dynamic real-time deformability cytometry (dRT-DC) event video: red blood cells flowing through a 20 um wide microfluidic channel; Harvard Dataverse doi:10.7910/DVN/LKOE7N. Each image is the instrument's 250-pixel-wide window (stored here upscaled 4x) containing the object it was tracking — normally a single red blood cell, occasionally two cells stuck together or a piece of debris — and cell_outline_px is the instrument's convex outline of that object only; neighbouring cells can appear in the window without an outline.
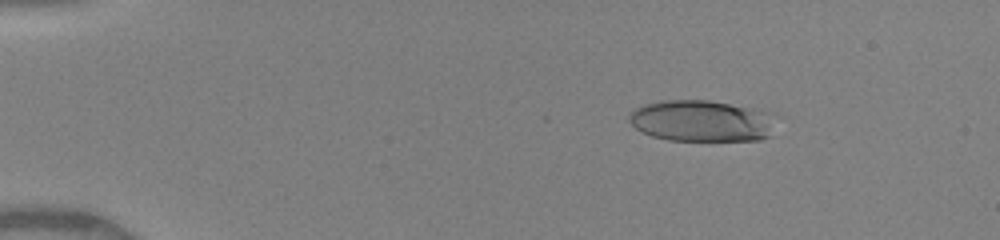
{"species": "human", "species_latin": "Homo sapiens", "temperature_condition": "warm", "stored_images_in_passage": 49, "camera_frame_rate_fps": 3000, "um_per_image_px": 0.085, "donor": {"sex": "female"}, "frame": {"image": 1, "passage_image": 8, "time_ms": 2.333, "image_size_px": [1000, 240], "cell_outline_px": [[776, 116], [768, 136], [760, 140], [668, 140], [652, 136], [636, 128], [628, 120], [628, 116], [636, 108], [644, 104], [660, 100], [708, 100], [776, 112]], "centroid_in_image_um": [59.66, 10.26], "position_along_channel_um": 25.3, "area_um2": 35.55}}
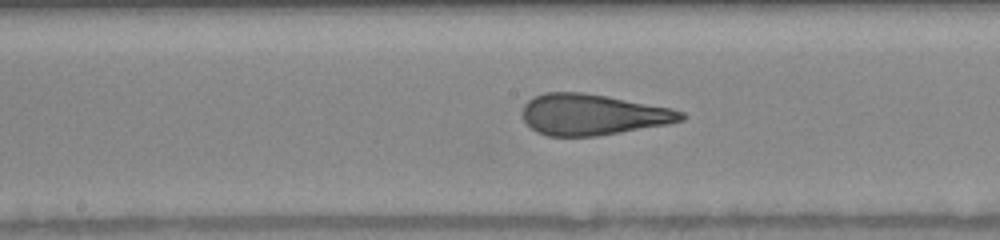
{"frame": {"image": 2, "passage_image": 27, "time_ms": 8.667, "image_size_px": [1000, 240], "cell_outline_px": [[684, 120], [668, 124], [596, 136], [544, 136], [536, 132], [524, 120], [520, 112], [524, 104], [528, 100], [544, 92], [584, 92], [608, 96], [672, 108], [684, 112]], "centroid_in_image_um": [50.35, 9.73], "position_along_channel_um": 197.8, "area_um2": 38.09}}
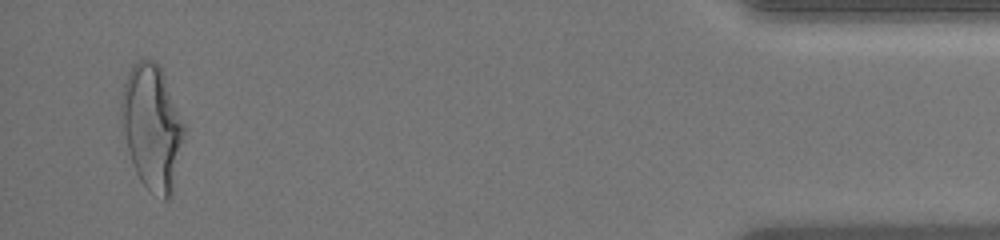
{"frame": {"image": 3, "passage_image": 48, "time_ms": 15.667, "image_size_px": [1000, 240], "cell_outline_px": [[184, 136], [172, 196], [168, 200], [164, 200], [148, 192], [140, 180], [132, 164], [128, 148], [120, 108], [120, 104], [124, 84], [128, 72], [132, 64], [140, 60], [152, 60], [160, 68], [184, 124]], "centroid_in_image_um": [12.92, 10.87], "position_along_channel_um": 422.3, "area_um2": 45.08}, "authors_computed_cell_mechanics": {"area_um2": 37.859, "velocity_mm_per_s": 4.1471, "shape_relaxation_time_tau1_ms": 4.2851, "shape_relaxation_time_tau2_ms": 0.8444, "deformation_change_tau1": 0.2358, "deformation_change_tau2": 0.1088}}